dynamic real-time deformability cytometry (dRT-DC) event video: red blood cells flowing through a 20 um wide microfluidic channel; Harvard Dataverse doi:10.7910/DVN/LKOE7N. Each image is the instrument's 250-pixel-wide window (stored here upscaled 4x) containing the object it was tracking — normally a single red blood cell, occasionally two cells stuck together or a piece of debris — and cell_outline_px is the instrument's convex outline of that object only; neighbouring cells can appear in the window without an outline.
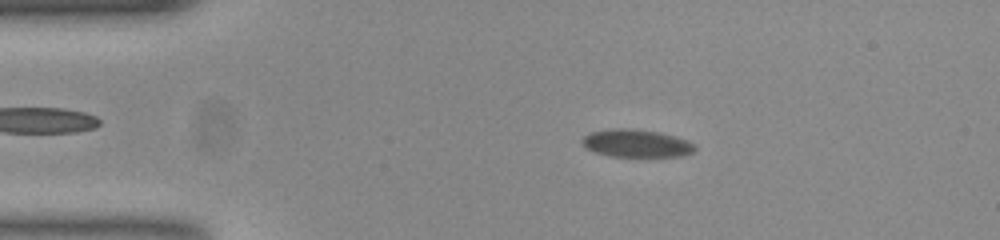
{"species": "common noctule bat (a hibernating species)", "species_latin": "Nyctalus noctula", "temperature_condition": "room temperature", "stored_images_in_passage": 57, "camera_frame_rate_fps": 3000, "um_per_image_px": 0.085, "animal": {"sex": "female", "body_mass_g": 23.0, "forearm_length_mm": 53.4}, "frame": {"image": 1, "passage_image": 11, "time_ms": 3.333, "image_size_px": [1000, 240], "cell_outline_px": [[696, 148], [692, 152], [680, 156], [612, 156], [596, 152], [584, 148], [580, 140], [584, 136], [592, 132], [656, 132], [672, 136], [684, 140], [692, 144]], "centroid_in_image_um": [54.08, 12.26], "position_along_channel_um": 30.9, "area_um2": 16.65}}
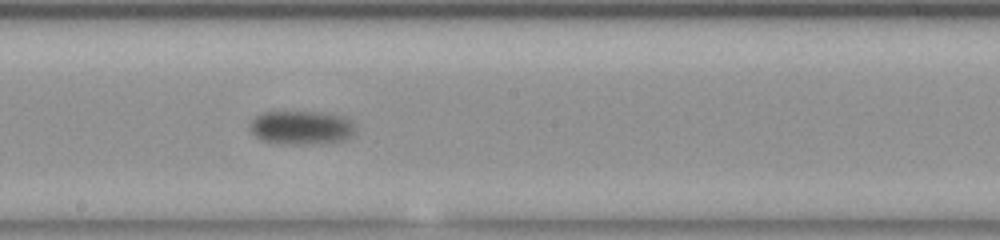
{"frame": {"image": 2, "passage_image": 31, "time_ms": 10.0, "image_size_px": [1000, 240], "cell_outline_px": [[352, 132], [348, 136], [332, 144], [272, 144], [260, 140], [252, 132], [252, 120], [256, 116], [264, 112], [312, 112], [340, 116], [352, 124]], "centroid_in_image_um": [25.53, 10.88], "position_along_channel_um": 222.7, "area_um2": 20.35}}
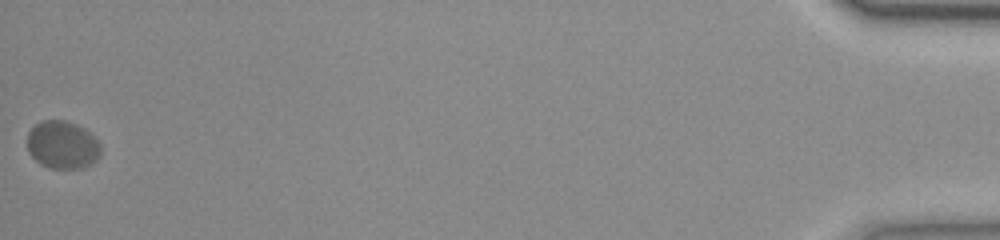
{"frame": {"image": 3, "passage_image": 57, "time_ms": 18.667, "image_size_px": [1000, 240], "cell_outline_px": [[100, 156], [96, 160], [80, 168], [52, 168], [40, 164], [28, 152], [28, 132], [40, 120], [64, 120], [88, 132], [100, 144]], "centroid_in_image_um": [5.27, 12.32], "position_along_channel_um": 429.9, "area_um2": 20.06}, "authors_computed_cell_mechanics": {"area_um2": 19.5942, "velocity_mm_per_s": 3.5951, "shape_relaxation_time_tau1_ms": 3.3891, "shape_relaxation_time_tau2_ms": null, "deformation_change_tau1": 0.0987, "deformation_change_tau2": null}}